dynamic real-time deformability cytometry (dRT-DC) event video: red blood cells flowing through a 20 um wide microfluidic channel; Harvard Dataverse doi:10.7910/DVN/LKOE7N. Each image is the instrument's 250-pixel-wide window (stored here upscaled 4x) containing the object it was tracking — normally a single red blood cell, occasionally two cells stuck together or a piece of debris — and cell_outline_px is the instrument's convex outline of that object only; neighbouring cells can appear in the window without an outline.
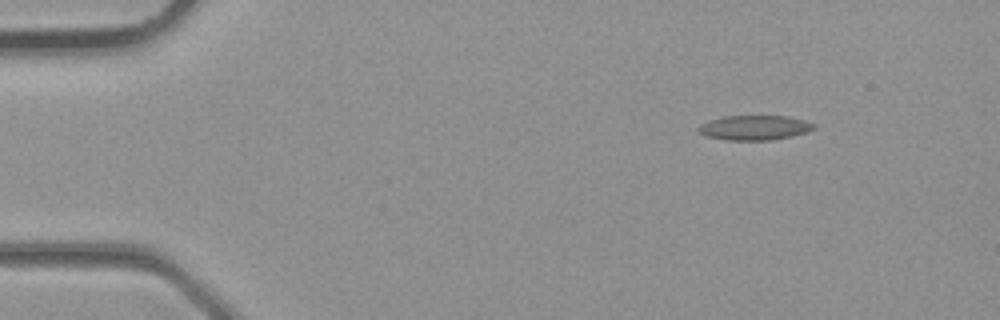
{"species": "common noctule bat (a hibernating species)", "species_latin": "Nyctalus noctula", "temperature_condition": "room temperature", "stored_images_in_passage": 2, "camera_frame_rate_fps": 3000, "um_per_image_px": 0.085, "animal": {"sex": "male", "body_mass_g": 23.1, "forearm_length_mm": 52.7}, "frame": {"image": 1, "passage_image": 2, "time_ms": 0.333, "image_size_px": [1000, 320], "cell_outline_px": [[816, 128], [808, 132], [792, 136], [772, 140], [724, 140], [708, 136], [700, 132], [696, 128], [700, 124], [708, 120], [724, 116], [788, 116], [804, 120], [816, 124]], "centroid_in_image_um": [64.15, 10.85], "position_along_channel_um": 20.8, "area_um2": 16.76}}